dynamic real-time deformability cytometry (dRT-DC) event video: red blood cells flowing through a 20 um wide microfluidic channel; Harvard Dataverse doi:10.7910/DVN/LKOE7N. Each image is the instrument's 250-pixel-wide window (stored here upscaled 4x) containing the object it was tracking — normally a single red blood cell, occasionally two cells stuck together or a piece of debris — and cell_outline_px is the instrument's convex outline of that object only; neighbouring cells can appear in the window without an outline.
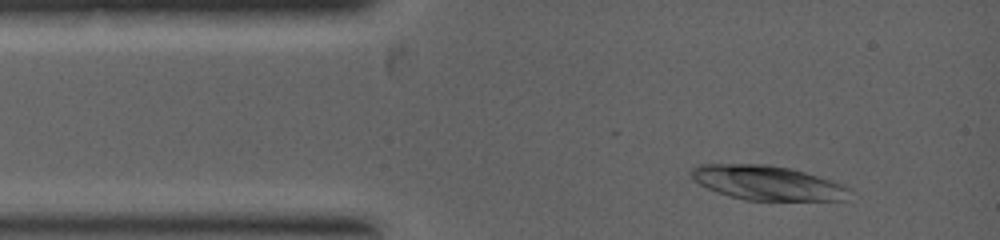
{"species": "common noctule bat (a hibernating species)", "species_latin": "Nyctalus noctula", "temperature_condition": "warm", "stored_images_in_passage": 5, "camera_frame_rate_fps": 5000, "um_per_image_px": 0.085, "animal": {"sex": "female", "body_mass_g": 19.0, "forearm_length_mm": 53.3}, "frame": {"image": 1, "passage_image": 3, "time_ms": 0.6, "image_size_px": [1000, 240], "cell_outline_px": [[852, 188], [844, 200], [744, 200], [728, 196], [716, 192], [700, 184], [688, 172], [696, 164], [768, 164], [792, 168], [832, 180], [844, 184]], "centroid_in_image_um": [65.22, 15.53], "position_along_channel_um": 19.8, "area_um2": 31.96}}